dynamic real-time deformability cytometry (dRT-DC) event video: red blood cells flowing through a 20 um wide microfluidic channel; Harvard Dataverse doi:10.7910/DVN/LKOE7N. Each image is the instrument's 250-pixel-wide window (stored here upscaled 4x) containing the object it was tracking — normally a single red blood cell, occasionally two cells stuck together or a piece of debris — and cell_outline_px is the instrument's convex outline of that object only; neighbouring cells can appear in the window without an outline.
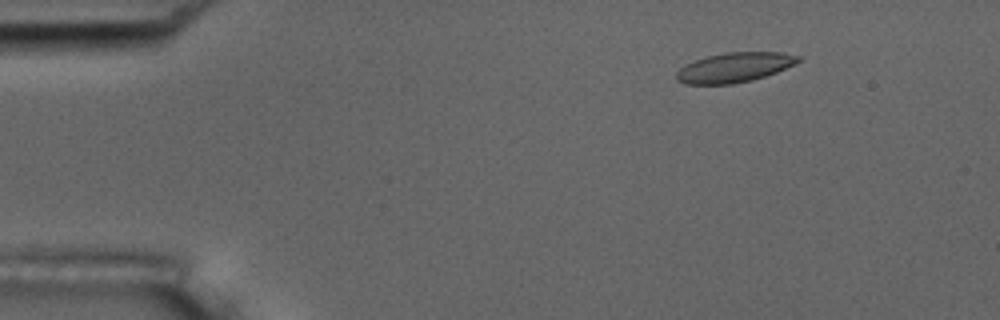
{"species": "common noctule bat (a hibernating species)", "species_latin": "Nyctalus noctula", "temperature_condition": "room temperature", "stored_images_in_passage": 10, "camera_frame_rate_fps": 3000, "um_per_image_px": 0.085, "animal": {"sex": "male", "body_mass_g": 17.5, "forearm_length_mm": 52.3}, "frame": {"image": 1, "passage_image": 1, "time_ms": 0.0, "image_size_px": [1000, 320], "cell_outline_px": [[800, 60], [776, 72], [752, 80], [732, 84], [684, 84], [676, 80], [676, 72], [684, 64], [708, 56], [728, 52], [780, 52], [800, 56]], "centroid_in_image_um": [62.37, 5.74], "position_along_channel_um": 22.6, "area_um2": 20.87}}
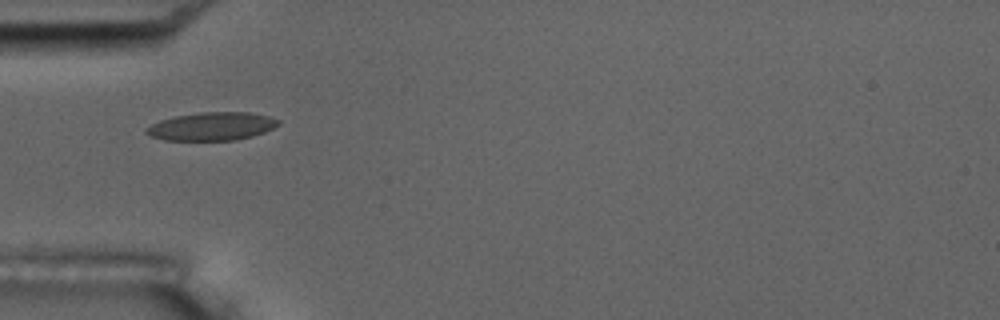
{"frame": {"image": 2, "passage_image": 4, "time_ms": 3.333, "image_size_px": [1000, 320], "cell_outline_px": [[280, 124], [264, 132], [252, 136], [236, 140], [164, 140], [152, 136], [144, 132], [152, 124], [160, 120], [176, 116], [200, 112], [252, 112], [268, 116], [280, 120]], "centroid_in_image_um": [18.04, 10.73], "position_along_channel_um": 67.0, "area_um2": 21.56}}
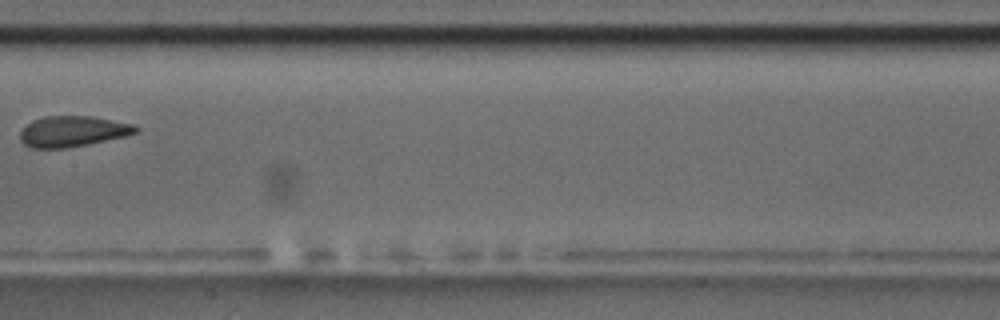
{"frame": {"image": 3, "passage_image": 7, "time_ms": 7.0, "image_size_px": [1000, 320], "cell_outline_px": [[140, 132], [124, 136], [88, 144], [64, 148], [32, 148], [24, 144], [20, 140], [20, 132], [32, 120], [44, 116], [92, 116], [136, 124], [140, 128]], "centroid_in_image_um": [6.22, 11.15], "position_along_channel_um": 201.2, "area_um2": 20.81}}